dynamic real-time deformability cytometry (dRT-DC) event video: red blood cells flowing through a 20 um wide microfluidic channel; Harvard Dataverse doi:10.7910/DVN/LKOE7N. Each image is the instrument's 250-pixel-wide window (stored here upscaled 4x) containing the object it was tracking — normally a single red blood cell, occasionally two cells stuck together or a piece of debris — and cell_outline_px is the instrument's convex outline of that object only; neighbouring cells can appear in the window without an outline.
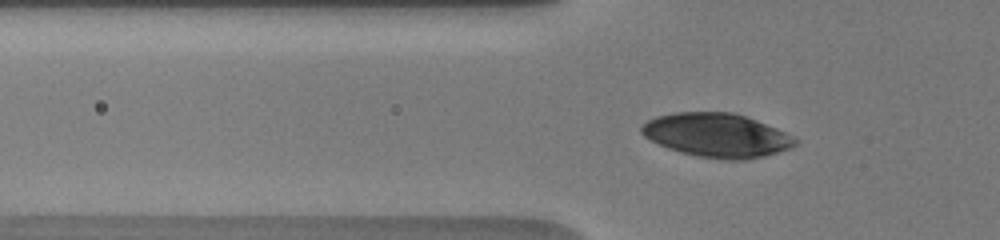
{"species": "human", "species_latin": "Homo sapiens", "temperature_condition": "warm", "stored_images_in_passage": 12, "camera_frame_rate_fps": 3000, "um_per_image_px": 0.085, "donor": {"sex": "male"}, "frame": {"image": 1, "passage_image": 9, "time_ms": 4.667, "image_size_px": [1000, 240], "cell_outline_px": [[796, 144], [788, 148], [764, 156], [744, 160], [732, 160], [696, 156], [680, 152], [668, 148], [644, 136], [640, 132], [640, 128], [648, 120], [656, 116], [672, 112], [732, 112], [756, 120], [776, 128], [792, 136], [796, 140]], "centroid_in_image_um": [60.89, 11.49], "position_along_channel_um": 64.9, "area_um2": 38.9}}